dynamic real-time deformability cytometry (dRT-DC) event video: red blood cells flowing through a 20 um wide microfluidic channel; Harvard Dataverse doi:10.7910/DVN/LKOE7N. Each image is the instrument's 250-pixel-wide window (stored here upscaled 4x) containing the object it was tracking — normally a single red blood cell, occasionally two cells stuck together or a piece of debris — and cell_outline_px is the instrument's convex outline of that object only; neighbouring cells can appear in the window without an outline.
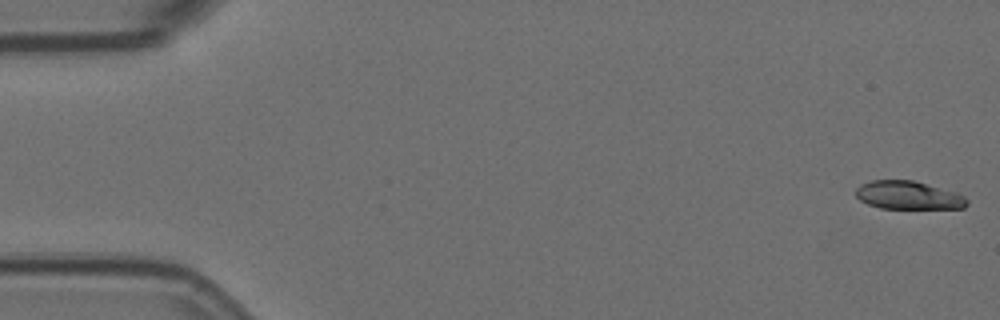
{"species": "Egyptian fruit bat (a non-hibernating species)", "species_latin": "Rousettus aegyptiacus", "temperature_condition": "room temperature", "stored_images_in_passage": 57, "camera_frame_rate_fps": 3000, "um_per_image_px": 0.085, "animal": {"sex": "female"}, "frame": {"image": 1, "passage_image": 1, "time_ms": 0.0, "image_size_px": [1000, 320], "cell_outline_px": [[968, 204], [964, 208], [880, 208], [868, 204], [860, 200], [856, 196], [856, 188], [860, 184], [872, 180], [912, 180], [956, 192], [964, 196], [968, 200]], "centroid_in_image_um": [77.2, 16.59], "position_along_channel_um": 7.8, "area_um2": 18.21}}
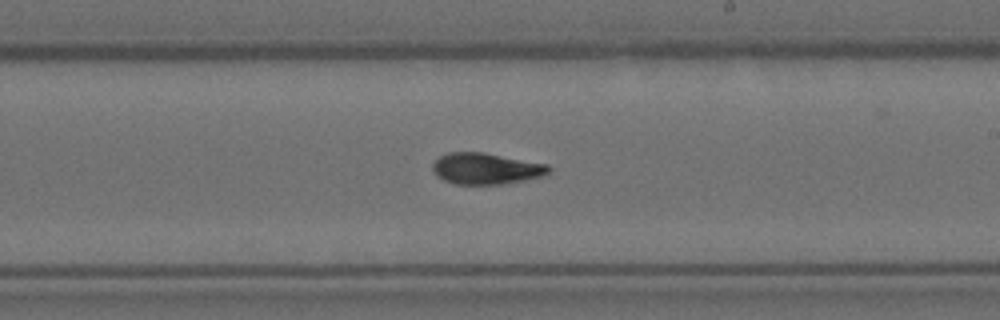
{"frame": {"image": 2, "passage_image": 33, "time_ms": 10.667, "image_size_px": [1000, 320], "cell_outline_px": [[552, 168], [548, 172], [540, 176], [524, 180], [504, 184], [456, 184], [444, 180], [436, 176], [432, 168], [432, 164], [440, 156], [448, 152], [484, 152], [548, 164]], "centroid_in_image_um": [41.29, 14.32], "position_along_channel_um": 247.7, "area_um2": 21.15}}
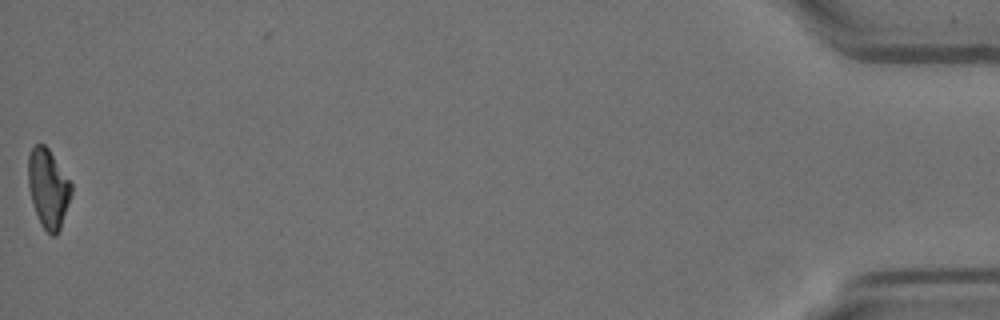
{"frame": {"image": 3, "passage_image": 57, "time_ms": 18.667, "image_size_px": [1000, 320], "cell_outline_px": [[72, 192], [60, 228], [56, 236], [52, 236], [40, 224], [32, 204], [28, 188], [28, 156], [32, 148], [36, 144], [44, 144], [48, 148], [72, 184]], "centroid_in_image_um": [4.08, 16.02], "position_along_channel_um": 431.1, "area_um2": 19.77}, "authors_computed_cell_mechanics": {"area_um2": 20.519, "velocity_mm_per_s": 3.5547, "shape_relaxation_time_tau1_ms": null, "shape_relaxation_time_tau2_ms": 2.7053, "deformation_change_tau1": null, "deformation_change_tau2": 0.0723}}